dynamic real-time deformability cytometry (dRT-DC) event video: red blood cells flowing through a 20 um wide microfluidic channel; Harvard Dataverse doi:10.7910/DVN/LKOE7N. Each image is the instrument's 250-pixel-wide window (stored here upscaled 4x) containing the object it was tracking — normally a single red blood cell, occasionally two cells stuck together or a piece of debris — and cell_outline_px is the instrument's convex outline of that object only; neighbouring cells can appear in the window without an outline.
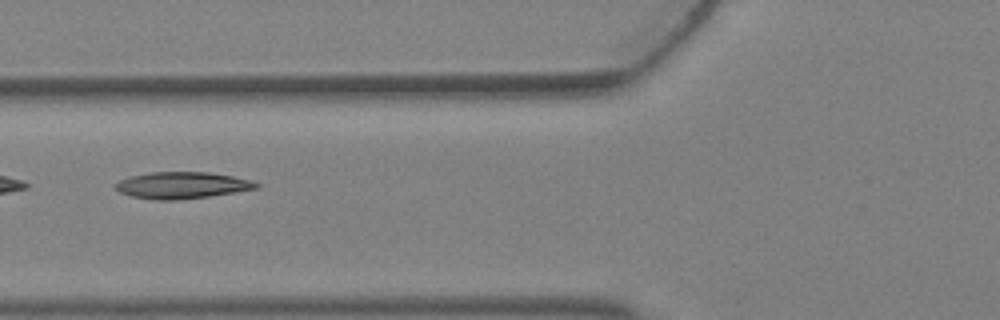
{"species": "Egyptian fruit bat (a non-hibernating species)", "species_latin": "Rousettus aegyptiacus", "temperature_condition": "warm", "stored_images_in_passage": 6, "camera_frame_rate_fps": 3000, "um_per_image_px": 0.085, "animal": {"sex": "female"}, "frame": {"image": 1, "passage_image": 5, "time_ms": 1.333, "image_size_px": [1000, 320], "cell_outline_px": [[260, 184], [256, 188], [236, 192], [208, 196], [176, 200], [156, 200], [132, 196], [120, 192], [116, 188], [116, 184], [120, 180], [132, 176], [148, 172], [208, 172], [232, 176], [248, 180]], "centroid_in_image_um": [15.45, 15.74], "position_along_channel_um": 110.3, "area_um2": 21.5}}
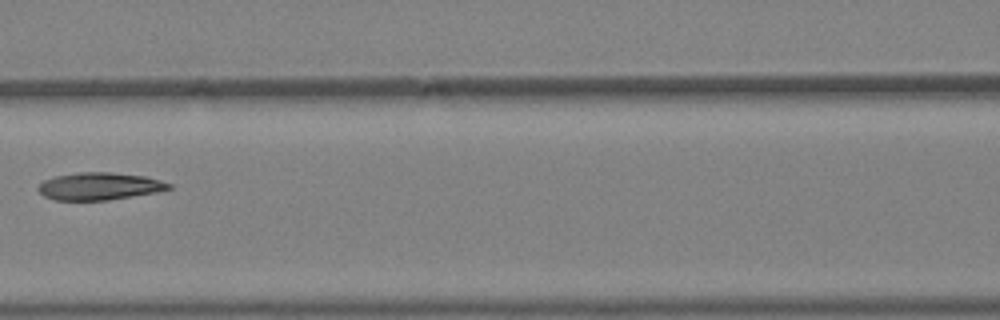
{"frame": {"image": 2, "passage_image": 6, "time_ms": 1.667, "image_size_px": [1000, 320], "cell_outline_px": [[172, 188], [156, 192], [108, 200], [52, 200], [44, 196], [36, 188], [44, 180], [56, 176], [80, 172], [108, 172], [144, 176], [160, 180], [172, 184]], "centroid_in_image_um": [8.43, 15.83], "position_along_channel_um": 158.2, "area_um2": 20.75}}